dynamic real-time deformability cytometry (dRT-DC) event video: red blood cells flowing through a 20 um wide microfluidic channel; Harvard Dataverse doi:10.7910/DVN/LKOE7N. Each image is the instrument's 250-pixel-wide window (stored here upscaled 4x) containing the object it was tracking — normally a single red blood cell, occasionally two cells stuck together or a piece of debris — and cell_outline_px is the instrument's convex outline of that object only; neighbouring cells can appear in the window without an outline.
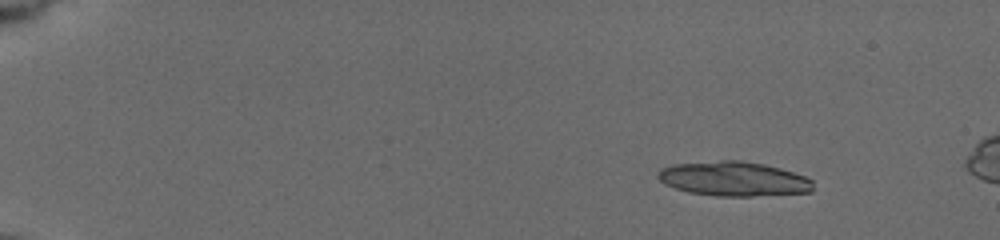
{"species": "common noctule bat (a hibernating species)", "species_latin": "Nyctalus noctula", "temperature_condition": "cold", "stored_images_in_passage": 24, "segment_of_instrument_passage": [1, 2], "camera_frame_rate_fps": 3000, "um_per_image_px": 0.085, "animal": {"sex": "female", "body_mass_g": 19.5, "forearm_length_mm": 54.1}, "frame": {"image": 1, "passage_image": 1, "time_ms": 0.0, "image_size_px": [1000, 240], "cell_outline_px": [[812, 192], [752, 196], [716, 196], [688, 192], [664, 184], [656, 176], [656, 172], [660, 168], [676, 164], [720, 160], [740, 160], [764, 164], [780, 168], [804, 176], [812, 180]], "centroid_in_image_um": [62.33, 15.2], "position_along_channel_um": 22.7, "area_um2": 31.21}}